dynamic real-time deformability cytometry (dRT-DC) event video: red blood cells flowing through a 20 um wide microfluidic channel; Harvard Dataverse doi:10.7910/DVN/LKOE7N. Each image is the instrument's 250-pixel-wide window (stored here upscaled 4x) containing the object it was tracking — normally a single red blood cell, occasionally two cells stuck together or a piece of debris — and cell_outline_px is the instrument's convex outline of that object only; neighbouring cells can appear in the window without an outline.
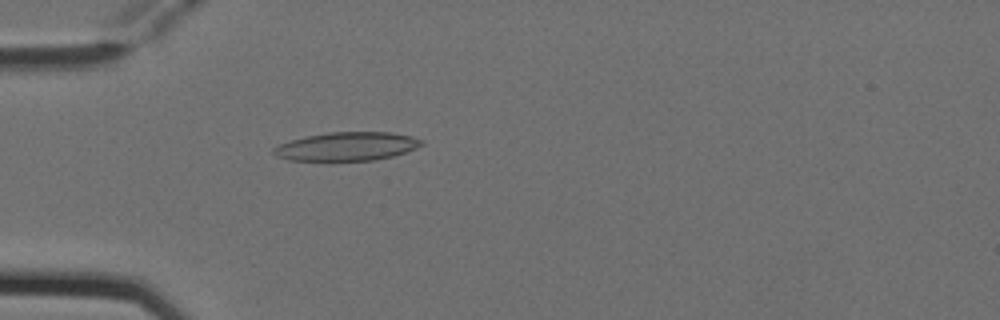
{"species": "Egyptian fruit bat (a non-hibernating species)", "species_latin": "Rousettus aegyptiacus", "temperature_condition": "cold", "stored_images_in_passage": 1, "camera_frame_rate_fps": 3000, "um_per_image_px": 0.085, "animal": {"sex": "female"}, "frame": {"image": 1, "passage_image": 1, "time_ms": 0.0, "image_size_px": [1000, 320], "cell_outline_px": [[424, 144], [416, 148], [392, 156], [372, 160], [328, 164], [288, 160], [276, 156], [272, 152], [272, 148], [280, 144], [292, 140], [308, 136], [328, 132], [392, 132], [412, 136], [424, 140]], "centroid_in_image_um": [29.43, 12.5], "position_along_channel_um": 55.6, "area_um2": 25.66}}